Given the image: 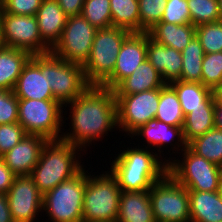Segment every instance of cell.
Instances as JSON below:
<instances>
[{"label":"cell","mask_w":222,"mask_h":222,"mask_svg":"<svg viewBox=\"0 0 222 222\" xmlns=\"http://www.w3.org/2000/svg\"><path fill=\"white\" fill-rule=\"evenodd\" d=\"M67 105L71 111V132L63 133L61 139L65 142L86 149L92 142L104 138L108 131L118 128L114 90L90 85L75 100L64 106Z\"/></svg>","instance_id":"6da1fadb"},{"label":"cell","mask_w":222,"mask_h":222,"mask_svg":"<svg viewBox=\"0 0 222 222\" xmlns=\"http://www.w3.org/2000/svg\"><path fill=\"white\" fill-rule=\"evenodd\" d=\"M130 148V149H129ZM111 162L110 173L121 191H149L167 174V164L155 152L129 147Z\"/></svg>","instance_id":"7a4b0ae2"},{"label":"cell","mask_w":222,"mask_h":222,"mask_svg":"<svg viewBox=\"0 0 222 222\" xmlns=\"http://www.w3.org/2000/svg\"><path fill=\"white\" fill-rule=\"evenodd\" d=\"M83 150L62 139L48 140L40 159L29 175L42 195L58 184L77 175L83 165L79 161ZM77 154V155H76Z\"/></svg>","instance_id":"3957f363"},{"label":"cell","mask_w":222,"mask_h":222,"mask_svg":"<svg viewBox=\"0 0 222 222\" xmlns=\"http://www.w3.org/2000/svg\"><path fill=\"white\" fill-rule=\"evenodd\" d=\"M30 59L48 80L54 99L62 105L75 100L90 86L81 65L60 59L51 52L32 55Z\"/></svg>","instance_id":"277c9868"},{"label":"cell","mask_w":222,"mask_h":222,"mask_svg":"<svg viewBox=\"0 0 222 222\" xmlns=\"http://www.w3.org/2000/svg\"><path fill=\"white\" fill-rule=\"evenodd\" d=\"M184 152V153H183ZM183 159H165L167 173L188 191H220L222 167L195 154L188 146L182 151Z\"/></svg>","instance_id":"5b68a950"},{"label":"cell","mask_w":222,"mask_h":222,"mask_svg":"<svg viewBox=\"0 0 222 222\" xmlns=\"http://www.w3.org/2000/svg\"><path fill=\"white\" fill-rule=\"evenodd\" d=\"M120 194L117 180L109 171L96 176L86 173L82 222H116Z\"/></svg>","instance_id":"8992f818"},{"label":"cell","mask_w":222,"mask_h":222,"mask_svg":"<svg viewBox=\"0 0 222 222\" xmlns=\"http://www.w3.org/2000/svg\"><path fill=\"white\" fill-rule=\"evenodd\" d=\"M130 34L126 29L113 26L96 31L89 57L83 66L89 85L101 86L113 74L121 45Z\"/></svg>","instance_id":"52a82bcc"},{"label":"cell","mask_w":222,"mask_h":222,"mask_svg":"<svg viewBox=\"0 0 222 222\" xmlns=\"http://www.w3.org/2000/svg\"><path fill=\"white\" fill-rule=\"evenodd\" d=\"M86 172L61 182L43 195V210L52 222H82Z\"/></svg>","instance_id":"ba28073f"},{"label":"cell","mask_w":222,"mask_h":222,"mask_svg":"<svg viewBox=\"0 0 222 222\" xmlns=\"http://www.w3.org/2000/svg\"><path fill=\"white\" fill-rule=\"evenodd\" d=\"M63 107L57 100L18 99V123L27 134L59 140L65 123Z\"/></svg>","instance_id":"9c48e42d"},{"label":"cell","mask_w":222,"mask_h":222,"mask_svg":"<svg viewBox=\"0 0 222 222\" xmlns=\"http://www.w3.org/2000/svg\"><path fill=\"white\" fill-rule=\"evenodd\" d=\"M148 192L155 222H190L188 190L168 173Z\"/></svg>","instance_id":"30bf717a"},{"label":"cell","mask_w":222,"mask_h":222,"mask_svg":"<svg viewBox=\"0 0 222 222\" xmlns=\"http://www.w3.org/2000/svg\"><path fill=\"white\" fill-rule=\"evenodd\" d=\"M96 31L81 14L68 16L61 37L51 49V53L70 63L84 66Z\"/></svg>","instance_id":"8fae6325"},{"label":"cell","mask_w":222,"mask_h":222,"mask_svg":"<svg viewBox=\"0 0 222 222\" xmlns=\"http://www.w3.org/2000/svg\"><path fill=\"white\" fill-rule=\"evenodd\" d=\"M0 22L3 43L6 47L26 50L31 55L51 52L41 39L36 15H13L1 10Z\"/></svg>","instance_id":"7c38bea8"},{"label":"cell","mask_w":222,"mask_h":222,"mask_svg":"<svg viewBox=\"0 0 222 222\" xmlns=\"http://www.w3.org/2000/svg\"><path fill=\"white\" fill-rule=\"evenodd\" d=\"M119 131L129 136L154 119L158 110L160 88L130 95H115ZM122 128V130H120Z\"/></svg>","instance_id":"4fadbf2b"},{"label":"cell","mask_w":222,"mask_h":222,"mask_svg":"<svg viewBox=\"0 0 222 222\" xmlns=\"http://www.w3.org/2000/svg\"><path fill=\"white\" fill-rule=\"evenodd\" d=\"M6 197L14 222H35L43 210V195L30 176H16Z\"/></svg>","instance_id":"5bb4252c"},{"label":"cell","mask_w":222,"mask_h":222,"mask_svg":"<svg viewBox=\"0 0 222 222\" xmlns=\"http://www.w3.org/2000/svg\"><path fill=\"white\" fill-rule=\"evenodd\" d=\"M147 56V33H131L122 43L113 74L101 85L113 90L130 76Z\"/></svg>","instance_id":"9a60e30c"},{"label":"cell","mask_w":222,"mask_h":222,"mask_svg":"<svg viewBox=\"0 0 222 222\" xmlns=\"http://www.w3.org/2000/svg\"><path fill=\"white\" fill-rule=\"evenodd\" d=\"M47 141L41 135L28 134L1 158L16 176H29Z\"/></svg>","instance_id":"2e32d148"},{"label":"cell","mask_w":222,"mask_h":222,"mask_svg":"<svg viewBox=\"0 0 222 222\" xmlns=\"http://www.w3.org/2000/svg\"><path fill=\"white\" fill-rule=\"evenodd\" d=\"M134 136H142L145 138V142L147 141L146 143H148L146 147L147 149L151 145L152 146L149 149L152 147L159 148L157 150L159 157H161V151L164 150L162 147L165 148L167 146L166 148H169V144L170 146H174L173 149H176L177 151L181 150V152L187 147V143L184 140L182 127L168 125L164 122L158 121L156 118L149 120L145 125L140 126L130 135L131 138ZM171 141L175 144H173ZM179 147L181 149H179Z\"/></svg>","instance_id":"e0dca14e"},{"label":"cell","mask_w":222,"mask_h":222,"mask_svg":"<svg viewBox=\"0 0 222 222\" xmlns=\"http://www.w3.org/2000/svg\"><path fill=\"white\" fill-rule=\"evenodd\" d=\"M147 60L160 73L166 84L179 80L183 66L182 54L176 49L157 43L147 33Z\"/></svg>","instance_id":"ac0fdd59"},{"label":"cell","mask_w":222,"mask_h":222,"mask_svg":"<svg viewBox=\"0 0 222 222\" xmlns=\"http://www.w3.org/2000/svg\"><path fill=\"white\" fill-rule=\"evenodd\" d=\"M13 92L18 99L55 100L48 80L31 59L24 65Z\"/></svg>","instance_id":"d6986e66"},{"label":"cell","mask_w":222,"mask_h":222,"mask_svg":"<svg viewBox=\"0 0 222 222\" xmlns=\"http://www.w3.org/2000/svg\"><path fill=\"white\" fill-rule=\"evenodd\" d=\"M67 17L57 0H43L36 19L41 39L50 49L59 41Z\"/></svg>","instance_id":"ffe728a7"},{"label":"cell","mask_w":222,"mask_h":222,"mask_svg":"<svg viewBox=\"0 0 222 222\" xmlns=\"http://www.w3.org/2000/svg\"><path fill=\"white\" fill-rule=\"evenodd\" d=\"M116 222H155L148 191H121Z\"/></svg>","instance_id":"44dd1931"},{"label":"cell","mask_w":222,"mask_h":222,"mask_svg":"<svg viewBox=\"0 0 222 222\" xmlns=\"http://www.w3.org/2000/svg\"><path fill=\"white\" fill-rule=\"evenodd\" d=\"M165 84L160 73L145 59L130 76L123 79L113 90L115 95H130L159 89Z\"/></svg>","instance_id":"7402d4cb"},{"label":"cell","mask_w":222,"mask_h":222,"mask_svg":"<svg viewBox=\"0 0 222 222\" xmlns=\"http://www.w3.org/2000/svg\"><path fill=\"white\" fill-rule=\"evenodd\" d=\"M169 85L178 96L184 116L196 108L215 107L217 93L202 83L176 80Z\"/></svg>","instance_id":"603a6c76"},{"label":"cell","mask_w":222,"mask_h":222,"mask_svg":"<svg viewBox=\"0 0 222 222\" xmlns=\"http://www.w3.org/2000/svg\"><path fill=\"white\" fill-rule=\"evenodd\" d=\"M190 222H222L220 191H188Z\"/></svg>","instance_id":"cb8c5ba5"},{"label":"cell","mask_w":222,"mask_h":222,"mask_svg":"<svg viewBox=\"0 0 222 222\" xmlns=\"http://www.w3.org/2000/svg\"><path fill=\"white\" fill-rule=\"evenodd\" d=\"M31 54L22 49L4 46L0 49V89L13 91Z\"/></svg>","instance_id":"d4e9b609"},{"label":"cell","mask_w":222,"mask_h":222,"mask_svg":"<svg viewBox=\"0 0 222 222\" xmlns=\"http://www.w3.org/2000/svg\"><path fill=\"white\" fill-rule=\"evenodd\" d=\"M150 37L157 43L182 51L196 36V27L189 24H171L159 22L149 32Z\"/></svg>","instance_id":"484cf974"},{"label":"cell","mask_w":222,"mask_h":222,"mask_svg":"<svg viewBox=\"0 0 222 222\" xmlns=\"http://www.w3.org/2000/svg\"><path fill=\"white\" fill-rule=\"evenodd\" d=\"M155 118L174 127H183L185 116L178 96L169 84L160 88V98Z\"/></svg>","instance_id":"4316f807"},{"label":"cell","mask_w":222,"mask_h":222,"mask_svg":"<svg viewBox=\"0 0 222 222\" xmlns=\"http://www.w3.org/2000/svg\"><path fill=\"white\" fill-rule=\"evenodd\" d=\"M112 26L140 33L138 0H110Z\"/></svg>","instance_id":"83f0119b"},{"label":"cell","mask_w":222,"mask_h":222,"mask_svg":"<svg viewBox=\"0 0 222 222\" xmlns=\"http://www.w3.org/2000/svg\"><path fill=\"white\" fill-rule=\"evenodd\" d=\"M187 146L195 154L222 167V130L214 127L204 135L190 141Z\"/></svg>","instance_id":"f1b7e54d"},{"label":"cell","mask_w":222,"mask_h":222,"mask_svg":"<svg viewBox=\"0 0 222 222\" xmlns=\"http://www.w3.org/2000/svg\"><path fill=\"white\" fill-rule=\"evenodd\" d=\"M181 54L183 66L179 81L201 83L202 62L205 53L199 39L194 36L181 51Z\"/></svg>","instance_id":"f546056e"},{"label":"cell","mask_w":222,"mask_h":222,"mask_svg":"<svg viewBox=\"0 0 222 222\" xmlns=\"http://www.w3.org/2000/svg\"><path fill=\"white\" fill-rule=\"evenodd\" d=\"M214 108H196L185 116L182 129L187 144L215 127Z\"/></svg>","instance_id":"4dcf8cb0"},{"label":"cell","mask_w":222,"mask_h":222,"mask_svg":"<svg viewBox=\"0 0 222 222\" xmlns=\"http://www.w3.org/2000/svg\"><path fill=\"white\" fill-rule=\"evenodd\" d=\"M81 15L97 30L112 26L110 0H85Z\"/></svg>","instance_id":"1f68e13d"},{"label":"cell","mask_w":222,"mask_h":222,"mask_svg":"<svg viewBox=\"0 0 222 222\" xmlns=\"http://www.w3.org/2000/svg\"><path fill=\"white\" fill-rule=\"evenodd\" d=\"M191 14V24L195 27L219 21L220 12L217 0H187Z\"/></svg>","instance_id":"d6a6232c"},{"label":"cell","mask_w":222,"mask_h":222,"mask_svg":"<svg viewBox=\"0 0 222 222\" xmlns=\"http://www.w3.org/2000/svg\"><path fill=\"white\" fill-rule=\"evenodd\" d=\"M201 83L215 92L222 86V52L204 55Z\"/></svg>","instance_id":"836d02e7"},{"label":"cell","mask_w":222,"mask_h":222,"mask_svg":"<svg viewBox=\"0 0 222 222\" xmlns=\"http://www.w3.org/2000/svg\"><path fill=\"white\" fill-rule=\"evenodd\" d=\"M140 33H148L161 20L167 0H138Z\"/></svg>","instance_id":"e575fe53"},{"label":"cell","mask_w":222,"mask_h":222,"mask_svg":"<svg viewBox=\"0 0 222 222\" xmlns=\"http://www.w3.org/2000/svg\"><path fill=\"white\" fill-rule=\"evenodd\" d=\"M196 37L205 54L222 52V21L197 26Z\"/></svg>","instance_id":"d590c367"},{"label":"cell","mask_w":222,"mask_h":222,"mask_svg":"<svg viewBox=\"0 0 222 222\" xmlns=\"http://www.w3.org/2000/svg\"><path fill=\"white\" fill-rule=\"evenodd\" d=\"M160 22H167L178 25L191 23V14L188 9V1L167 0Z\"/></svg>","instance_id":"8d00e7d4"},{"label":"cell","mask_w":222,"mask_h":222,"mask_svg":"<svg viewBox=\"0 0 222 222\" xmlns=\"http://www.w3.org/2000/svg\"><path fill=\"white\" fill-rule=\"evenodd\" d=\"M26 135L25 129L17 122L0 125V157L16 146Z\"/></svg>","instance_id":"74e56055"},{"label":"cell","mask_w":222,"mask_h":222,"mask_svg":"<svg viewBox=\"0 0 222 222\" xmlns=\"http://www.w3.org/2000/svg\"><path fill=\"white\" fill-rule=\"evenodd\" d=\"M18 122V98L13 91L0 89V125Z\"/></svg>","instance_id":"f35d334b"},{"label":"cell","mask_w":222,"mask_h":222,"mask_svg":"<svg viewBox=\"0 0 222 222\" xmlns=\"http://www.w3.org/2000/svg\"><path fill=\"white\" fill-rule=\"evenodd\" d=\"M43 0H2V10L13 15L37 14Z\"/></svg>","instance_id":"ab89813d"},{"label":"cell","mask_w":222,"mask_h":222,"mask_svg":"<svg viewBox=\"0 0 222 222\" xmlns=\"http://www.w3.org/2000/svg\"><path fill=\"white\" fill-rule=\"evenodd\" d=\"M16 175L9 169L0 157V193L7 194Z\"/></svg>","instance_id":"60d3db41"},{"label":"cell","mask_w":222,"mask_h":222,"mask_svg":"<svg viewBox=\"0 0 222 222\" xmlns=\"http://www.w3.org/2000/svg\"><path fill=\"white\" fill-rule=\"evenodd\" d=\"M85 0H57L59 6L67 16L79 15Z\"/></svg>","instance_id":"b9f144b4"},{"label":"cell","mask_w":222,"mask_h":222,"mask_svg":"<svg viewBox=\"0 0 222 222\" xmlns=\"http://www.w3.org/2000/svg\"><path fill=\"white\" fill-rule=\"evenodd\" d=\"M0 222H14L8 205L6 194L0 193Z\"/></svg>","instance_id":"7bdbcfd3"},{"label":"cell","mask_w":222,"mask_h":222,"mask_svg":"<svg viewBox=\"0 0 222 222\" xmlns=\"http://www.w3.org/2000/svg\"><path fill=\"white\" fill-rule=\"evenodd\" d=\"M215 127L222 130V101L216 98L214 108Z\"/></svg>","instance_id":"ee69618b"},{"label":"cell","mask_w":222,"mask_h":222,"mask_svg":"<svg viewBox=\"0 0 222 222\" xmlns=\"http://www.w3.org/2000/svg\"><path fill=\"white\" fill-rule=\"evenodd\" d=\"M4 43H3V38H2V26H1V22H0V49H2L4 47Z\"/></svg>","instance_id":"f6af8a7d"},{"label":"cell","mask_w":222,"mask_h":222,"mask_svg":"<svg viewBox=\"0 0 222 222\" xmlns=\"http://www.w3.org/2000/svg\"><path fill=\"white\" fill-rule=\"evenodd\" d=\"M217 2L219 5V12H220L219 20L222 21V0H217Z\"/></svg>","instance_id":"bcb514c9"},{"label":"cell","mask_w":222,"mask_h":222,"mask_svg":"<svg viewBox=\"0 0 222 222\" xmlns=\"http://www.w3.org/2000/svg\"><path fill=\"white\" fill-rule=\"evenodd\" d=\"M217 98L222 101V86L216 91Z\"/></svg>","instance_id":"7dc6e473"},{"label":"cell","mask_w":222,"mask_h":222,"mask_svg":"<svg viewBox=\"0 0 222 222\" xmlns=\"http://www.w3.org/2000/svg\"><path fill=\"white\" fill-rule=\"evenodd\" d=\"M220 194L222 196V181H221V186H220Z\"/></svg>","instance_id":"c3c4849f"},{"label":"cell","mask_w":222,"mask_h":222,"mask_svg":"<svg viewBox=\"0 0 222 222\" xmlns=\"http://www.w3.org/2000/svg\"><path fill=\"white\" fill-rule=\"evenodd\" d=\"M2 10V0H0V11Z\"/></svg>","instance_id":"681fc988"}]
</instances>
